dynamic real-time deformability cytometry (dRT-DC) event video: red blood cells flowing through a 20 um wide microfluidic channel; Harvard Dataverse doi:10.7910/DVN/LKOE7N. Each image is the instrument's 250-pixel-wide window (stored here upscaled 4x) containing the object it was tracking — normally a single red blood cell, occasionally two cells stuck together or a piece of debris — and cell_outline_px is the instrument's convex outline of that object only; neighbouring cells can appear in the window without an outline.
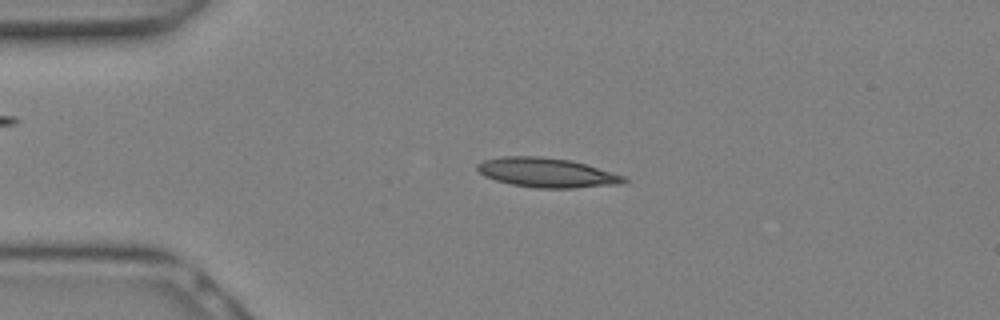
{"species": "Egyptian fruit bat (a non-hibernating species)", "species_latin": "Rousettus aegyptiacus", "temperature_condition": "warm", "stored_images_in_passage": 7, "camera_frame_rate_fps": 3000, "um_per_image_px": 0.085, "animal": {"sex": "female"}, "frame": {"image": 1, "passage_image": 5, "time_ms": 1.333, "image_size_px": [1000, 320], "cell_outline_px": [[628, 180], [624, 184], [572, 188], [536, 188], [512, 184], [496, 180], [484, 176], [476, 168], [476, 164], [484, 160], [500, 156], [540, 156], [572, 160], [624, 176]], "centroid_in_image_um": [46.47, 14.67], "position_along_channel_um": 38.5, "area_um2": 25.2}}